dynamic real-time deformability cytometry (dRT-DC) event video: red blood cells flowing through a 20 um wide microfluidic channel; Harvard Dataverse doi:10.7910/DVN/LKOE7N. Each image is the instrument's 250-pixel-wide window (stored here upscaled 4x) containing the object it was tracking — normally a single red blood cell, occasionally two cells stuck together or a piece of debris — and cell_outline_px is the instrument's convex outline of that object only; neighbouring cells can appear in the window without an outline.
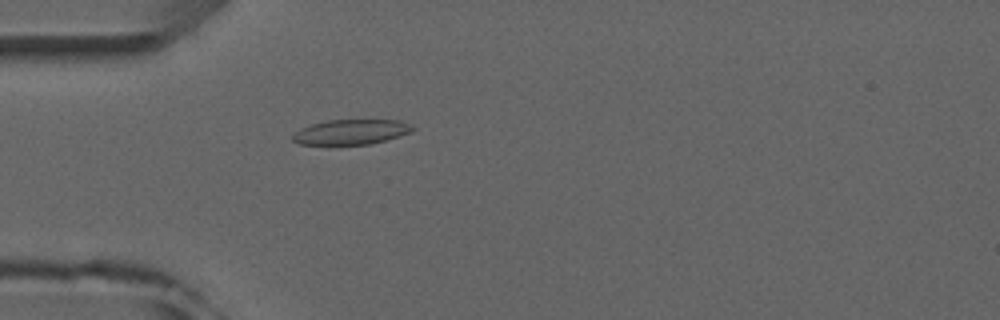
{"species": "common noctule bat (a hibernating species)", "species_latin": "Nyctalus noctula", "temperature_condition": "room temperature", "stored_images_in_passage": 5, "camera_frame_rate_fps": 3000, "um_per_image_px": 0.085, "animal": {"sex": "male", "forearm_length_mm": 52.5}, "frame": {"image": 1, "passage_image": 5, "time_ms": 4.667, "image_size_px": [1000, 320], "cell_outline_px": [[416, 128], [412, 132], [388, 140], [372, 144], [328, 148], [300, 144], [292, 140], [292, 136], [300, 128], [312, 124], [328, 120], [400, 120], [412, 124]], "centroid_in_image_um": [29.83, 11.27], "position_along_channel_um": 55.2, "area_um2": 18.61}}